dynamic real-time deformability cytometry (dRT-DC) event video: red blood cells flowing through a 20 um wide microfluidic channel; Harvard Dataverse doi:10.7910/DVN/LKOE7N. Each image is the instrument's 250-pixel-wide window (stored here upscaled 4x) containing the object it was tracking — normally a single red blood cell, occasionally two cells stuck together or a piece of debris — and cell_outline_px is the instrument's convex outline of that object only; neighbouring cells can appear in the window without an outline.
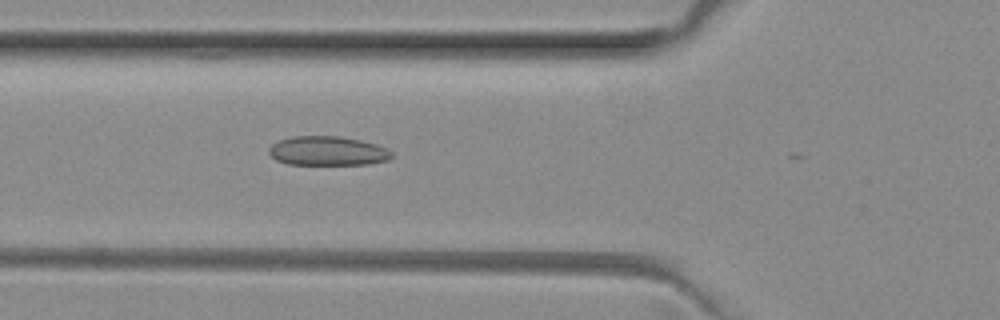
{"species": "common noctule bat (a hibernating species)", "species_latin": "Nyctalus noctula", "temperature_condition": "room temperature", "stored_images_in_passage": 3, "camera_frame_rate_fps": 3000, "um_per_image_px": 0.085, "animal": {"sex": "female", "body_mass_g": 29.2, "forearm_length_mm": 56.3}, "frame": {"image": 1, "passage_image": 3, "time_ms": 0.667, "image_size_px": [1000, 320], "cell_outline_px": [[392, 156], [388, 160], [368, 164], [288, 164], [276, 160], [268, 152], [268, 148], [272, 144], [280, 140], [292, 136], [340, 136], [360, 140], [376, 144], [388, 148], [392, 152]], "centroid_in_image_um": [27.85, 12.82], "position_along_channel_um": 97.9, "area_um2": 20.92}}